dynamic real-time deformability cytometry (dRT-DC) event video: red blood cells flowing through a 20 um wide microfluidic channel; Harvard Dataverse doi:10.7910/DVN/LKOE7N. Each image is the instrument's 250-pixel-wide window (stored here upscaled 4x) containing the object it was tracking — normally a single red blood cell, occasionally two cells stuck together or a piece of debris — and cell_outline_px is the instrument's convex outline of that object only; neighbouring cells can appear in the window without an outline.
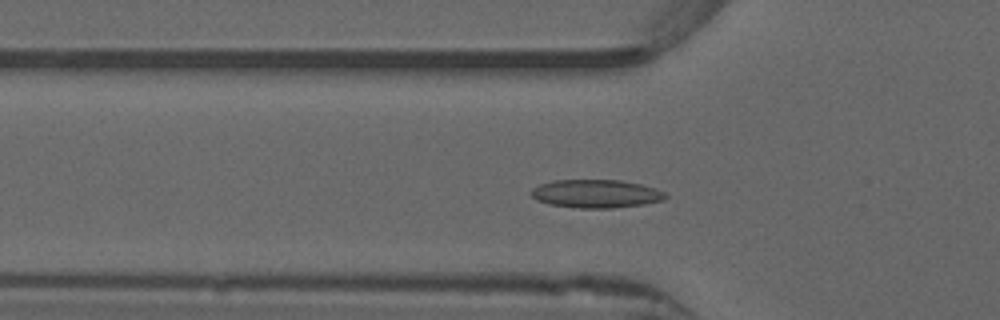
{"species": "common noctule bat (a hibernating species)", "species_latin": "Nyctalus noctula", "temperature_condition": "warm", "stored_images_in_passage": 44, "camera_frame_rate_fps": 3000, "um_per_image_px": 0.085, "animal": {"sex": "male", "forearm_length_mm": 52.5}, "frame": {"image": 1, "passage_image": 12, "time_ms": 3.667, "image_size_px": [1000, 320], "cell_outline_px": [[668, 196], [664, 200], [644, 204], [612, 208], [580, 208], [548, 204], [536, 200], [528, 192], [532, 188], [540, 184], [552, 180], [620, 180], [640, 184], [656, 188], [664, 192]], "centroid_in_image_um": [50.64, 16.46], "position_along_channel_um": 75.2, "area_um2": 22.25}}
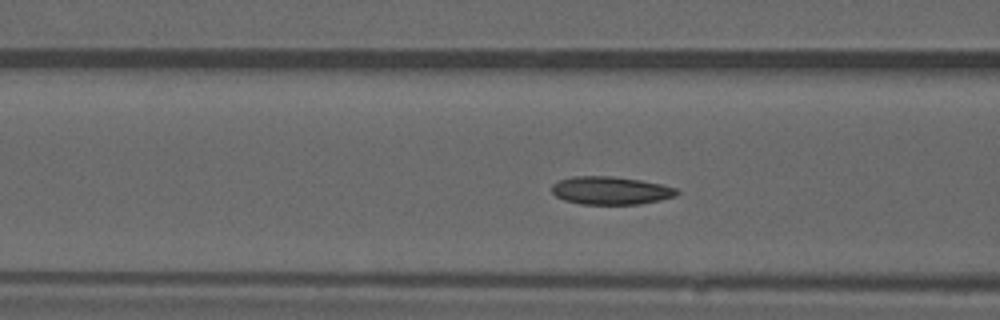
{"frame": {"image": 2, "passage_image": 15, "time_ms": 4.667, "image_size_px": [1000, 320], "cell_outline_px": [[680, 192], [676, 196], [660, 200], [640, 204], [580, 204], [564, 200], [556, 196], [552, 192], [552, 184], [560, 180], [572, 176], [612, 176], [640, 180], [664, 184], [676, 188]], "centroid_in_image_um": [51.93, 16.19], "position_along_channel_um": 114.7, "area_um2": 20.52}}
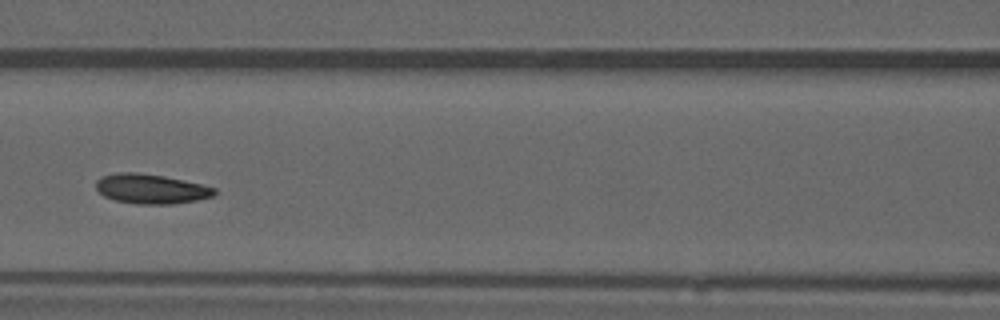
{"frame": {"image": 3, "passage_image": 18, "time_ms": 5.667, "image_size_px": [1000, 320], "cell_outline_px": [[216, 192], [212, 196], [196, 200], [172, 204], [136, 204], [116, 200], [104, 196], [96, 188], [96, 180], [100, 176], [116, 172], [136, 172], [164, 176], [184, 180], [216, 188]], "centroid_in_image_um": [12.8, 16.04], "position_along_channel_um": 153.8, "area_um2": 20.46}, "authors_computed_cell_mechanics": {"area_um2": 20.0566, "velocity_mm_per_s": 3.9006, "shape_relaxation_time_tau1_ms": 6.3037, "shape_relaxation_time_tau2_ms": 2.1624, "deformation_change_tau1": 0.1543, "deformation_change_tau2": 0.0797}}